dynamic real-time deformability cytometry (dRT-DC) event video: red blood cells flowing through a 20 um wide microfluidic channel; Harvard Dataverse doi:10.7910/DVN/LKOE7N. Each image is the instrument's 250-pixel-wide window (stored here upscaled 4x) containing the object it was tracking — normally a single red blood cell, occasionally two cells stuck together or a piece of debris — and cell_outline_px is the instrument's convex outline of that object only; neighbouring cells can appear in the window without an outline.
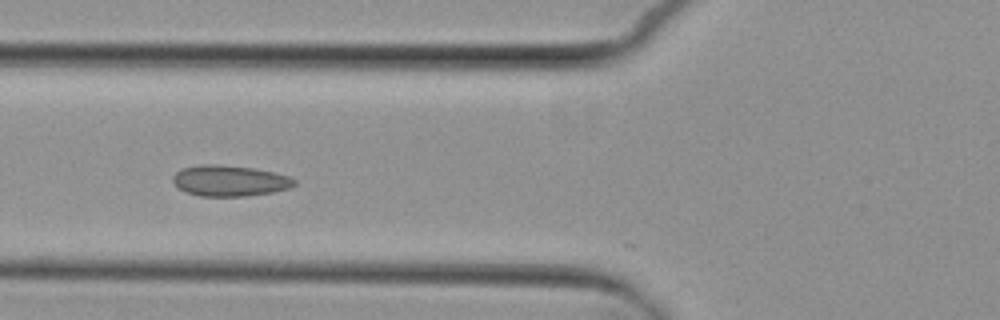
{"species": "common noctule bat (a hibernating species)", "species_latin": "Nyctalus noctula", "temperature_condition": "cold", "stored_images_in_passage": 9, "camera_frame_rate_fps": 3000, "um_per_image_px": 0.085, "animal": {"sex": "female", "body_mass_g": 29.2, "forearm_length_mm": 56.3}, "frame": {"image": 1, "passage_image": 4, "time_ms": 4.667, "image_size_px": [1000, 320], "cell_outline_px": [[296, 184], [288, 188], [272, 192], [248, 196], [200, 196], [184, 192], [172, 180], [172, 176], [176, 172], [184, 168], [200, 164], [216, 164], [256, 168], [288, 176], [296, 180]], "centroid_in_image_um": [19.51, 15.36], "position_along_channel_um": 106.3, "area_um2": 21.85}}
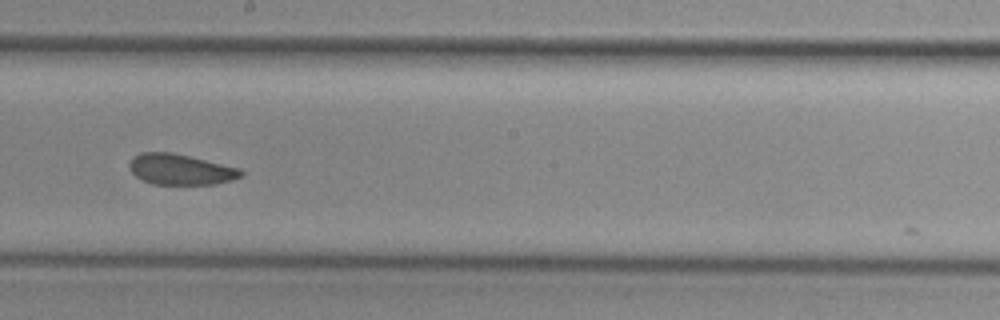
{"frame": {"image": 2, "passage_image": 7, "time_ms": 8.0, "image_size_px": [1000, 320], "cell_outline_px": [[244, 176], [232, 180], [216, 184], [152, 184], [136, 176], [132, 172], [128, 164], [132, 156], [140, 152], [172, 152], [240, 168], [244, 172]], "centroid_in_image_um": [15.35, 14.39], "position_along_channel_um": 232.8, "area_um2": 20.06}}
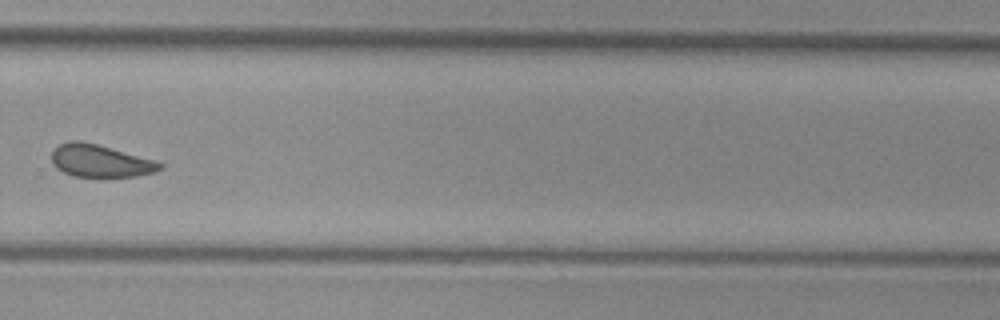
{"frame": {"image": 3, "passage_image": 9, "time_ms": 10.333, "image_size_px": [1000, 320], "cell_outline_px": [[164, 168], [156, 172], [136, 176], [104, 180], [100, 180], [72, 176], [56, 168], [52, 164], [52, 152], [60, 144], [68, 140], [80, 140], [96, 144], [156, 160], [164, 164]], "centroid_in_image_um": [8.55, 13.74], "position_along_channel_um": 321.2, "area_um2": 21.44}}